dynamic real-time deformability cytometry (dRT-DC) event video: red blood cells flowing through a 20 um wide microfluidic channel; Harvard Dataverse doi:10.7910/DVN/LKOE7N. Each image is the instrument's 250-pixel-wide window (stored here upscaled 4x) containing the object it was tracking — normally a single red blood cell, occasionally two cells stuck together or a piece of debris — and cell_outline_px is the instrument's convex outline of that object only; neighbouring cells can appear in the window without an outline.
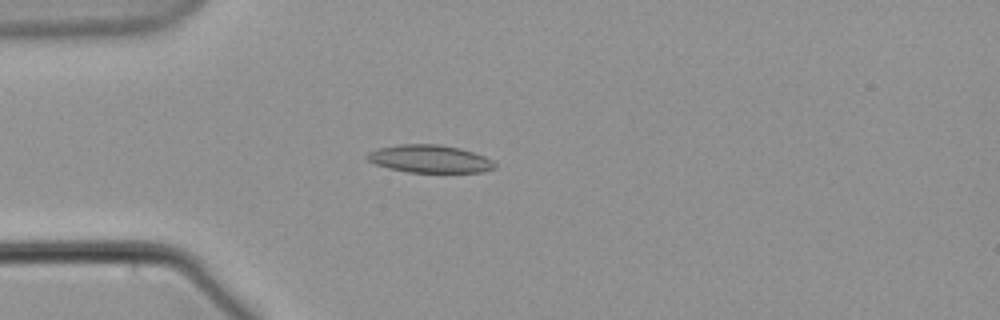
{"species": "common noctule bat (a hibernating species)", "species_latin": "Nyctalus noctula", "temperature_condition": "warm", "stored_images_in_passage": 52, "camera_frame_rate_fps": 3000, "um_per_image_px": 0.085, "animal": {"sex": "male", "body_mass_g": 21.5, "forearm_length_mm": 52.0}, "frame": {"image": 1, "passage_image": 16, "time_ms": 5.0, "image_size_px": [1000, 320], "cell_outline_px": [[496, 168], [484, 172], [408, 172], [388, 168], [376, 164], [368, 160], [364, 156], [368, 152], [376, 148], [400, 144], [440, 144], [460, 148], [484, 156], [492, 160], [496, 164]], "centroid_in_image_um": [36.51, 13.5], "position_along_channel_um": 48.5, "area_um2": 20.75}}
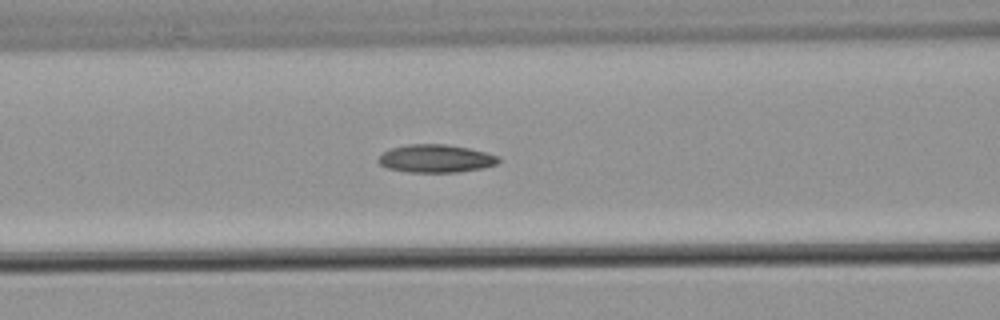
{"frame": {"image": 2, "passage_image": 24, "time_ms": 7.667, "image_size_px": [1000, 320], "cell_outline_px": [[500, 160], [496, 164], [484, 168], [456, 172], [408, 172], [388, 168], [380, 164], [376, 160], [384, 152], [392, 148], [408, 144], [448, 144], [468, 148], [500, 156]], "centroid_in_image_um": [37.06, 13.47], "position_along_channel_um": 129.5, "area_um2": 19.54}}
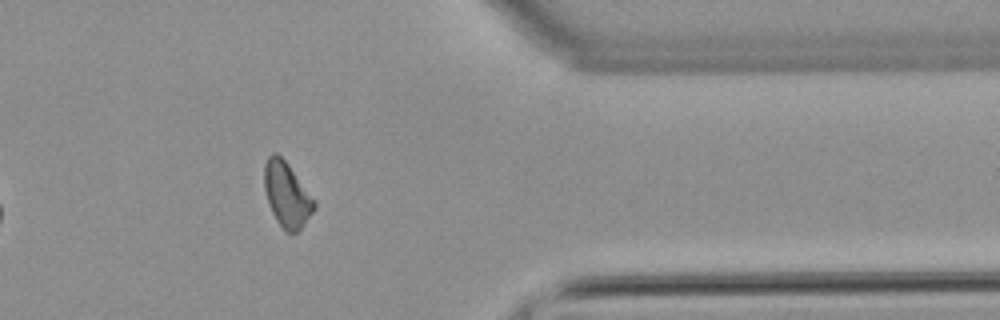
{"frame": {"image": 3, "passage_image": 47, "time_ms": 15.333, "image_size_px": [1000, 320], "cell_outline_px": [[316, 208], [304, 224], [296, 232], [284, 232], [276, 220], [272, 212], [264, 188], [264, 164], [268, 156], [272, 152], [276, 152], [288, 164], [316, 200]], "centroid_in_image_um": [24.39, 16.53], "position_along_channel_um": 387.0, "area_um2": 18.9}}